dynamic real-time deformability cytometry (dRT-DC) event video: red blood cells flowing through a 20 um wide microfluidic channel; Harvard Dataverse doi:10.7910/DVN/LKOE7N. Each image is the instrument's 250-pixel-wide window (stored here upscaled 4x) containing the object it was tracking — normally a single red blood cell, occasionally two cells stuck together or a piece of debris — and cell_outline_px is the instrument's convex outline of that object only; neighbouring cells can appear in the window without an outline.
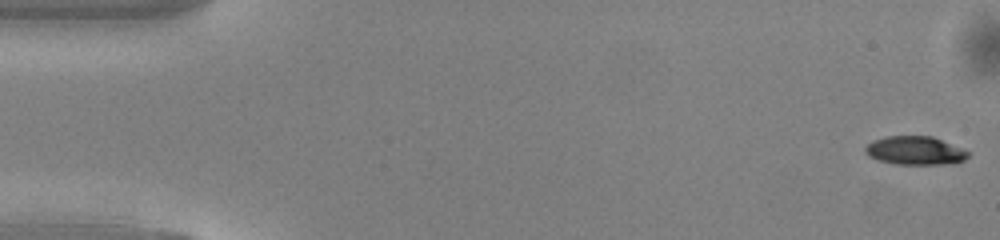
{"species": "common noctule bat (a hibernating species)", "species_latin": "Nyctalus noctula", "temperature_condition": "warm", "stored_images_in_passage": 9, "camera_frame_rate_fps": 3000, "um_per_image_px": 0.085, "animal": {"sex": "male", "body_mass_g": 13.0, "forearm_length_mm": 53.1}, "frame": {"image": 1, "passage_image": 1, "time_ms": 0.0, "image_size_px": [1000, 240], "cell_outline_px": [[972, 152], [964, 160], [956, 164], [896, 164], [876, 160], [868, 156], [864, 152], [864, 148], [872, 140], [888, 136], [932, 136]], "centroid_in_image_um": [77.79, 12.81], "position_along_channel_um": 7.2, "area_um2": 17.34}}